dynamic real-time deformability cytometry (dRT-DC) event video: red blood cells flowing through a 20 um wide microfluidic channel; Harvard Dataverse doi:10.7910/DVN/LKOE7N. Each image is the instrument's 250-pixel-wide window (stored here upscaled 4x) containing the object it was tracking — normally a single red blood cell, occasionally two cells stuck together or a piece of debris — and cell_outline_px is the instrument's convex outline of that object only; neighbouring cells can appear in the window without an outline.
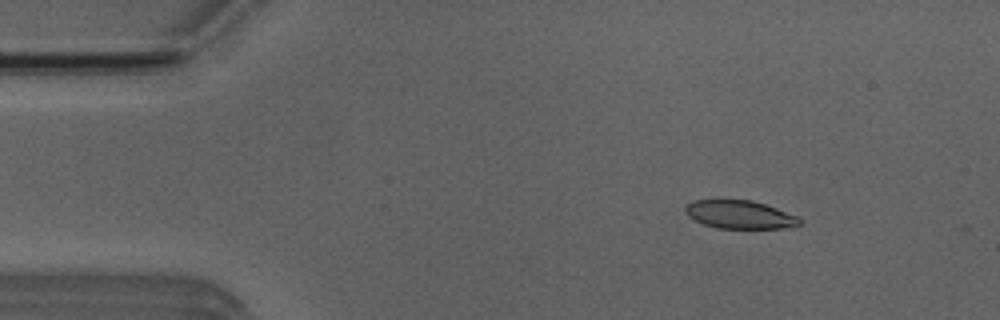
{"species": "Egyptian fruit bat (a non-hibernating species)", "species_latin": "Rousettus aegyptiacus", "temperature_condition": "room temperature", "stored_images_in_passage": 50, "camera_frame_rate_fps": 3000, "um_per_image_px": 0.085, "animal": {"sex": "male"}, "frame": {"image": 1, "passage_image": 6, "time_ms": 1.667, "image_size_px": [1000, 320], "cell_outline_px": [[800, 224], [784, 228], [716, 228], [704, 224], [688, 216], [684, 212], [684, 208], [688, 204], [696, 200], [752, 200], [800, 216]], "centroid_in_image_um": [62.88, 18.24], "position_along_channel_um": 22.1, "area_um2": 18.67}}
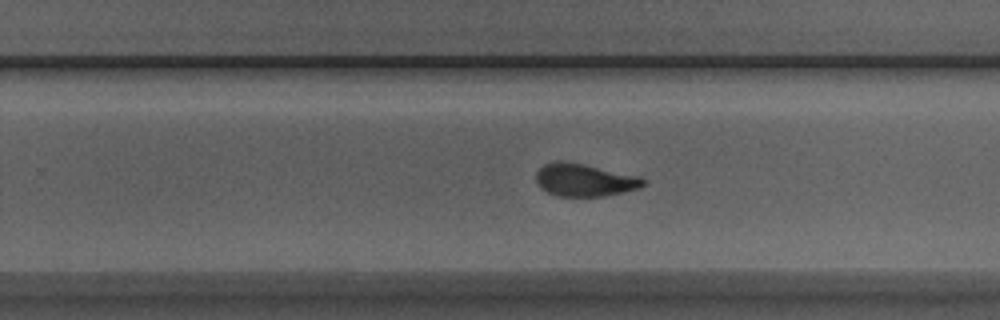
{"frame": {"image": 2, "passage_image": 31, "time_ms": 10.0, "image_size_px": [1000, 320], "cell_outline_px": [[648, 184], [640, 188], [624, 192], [604, 196], [556, 196], [540, 188], [536, 184], [536, 172], [544, 164], [556, 160], [564, 160], [584, 164], [640, 176], [648, 180]], "centroid_in_image_um": [49.71, 15.29], "position_along_channel_um": 280.1, "area_um2": 20.81}}
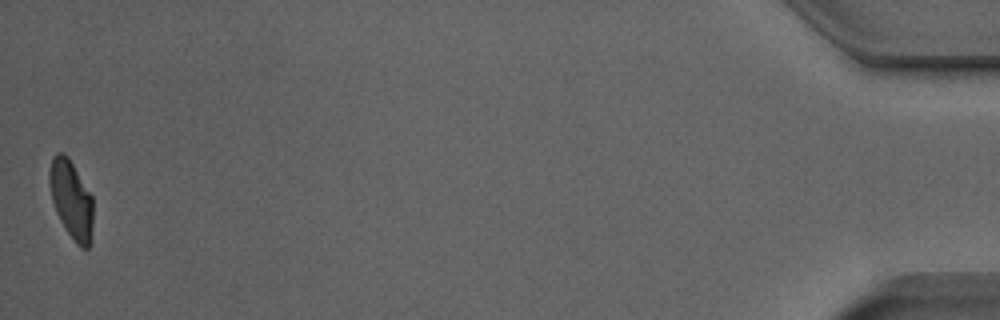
{"frame": {"image": 3, "passage_image": 50, "time_ms": 16.333, "image_size_px": [1000, 320], "cell_outline_px": [[92, 240], [88, 248], [80, 248], [76, 244], [64, 228], [56, 212], [52, 200], [48, 180], [48, 168], [52, 156], [56, 152], [64, 152], [68, 156], [92, 196]], "centroid_in_image_um": [6.03, 16.94], "position_along_channel_um": 429.2, "area_um2": 20.23}, "authors_computed_cell_mechanics": {"area_um2": 20.8658, "velocity_mm_per_s": 3.9662, "shape_relaxation_time_tau1_ms": null, "shape_relaxation_time_tau2_ms": 1.1156, "deformation_change_tau1": null, "deformation_change_tau2": 0.0731}}